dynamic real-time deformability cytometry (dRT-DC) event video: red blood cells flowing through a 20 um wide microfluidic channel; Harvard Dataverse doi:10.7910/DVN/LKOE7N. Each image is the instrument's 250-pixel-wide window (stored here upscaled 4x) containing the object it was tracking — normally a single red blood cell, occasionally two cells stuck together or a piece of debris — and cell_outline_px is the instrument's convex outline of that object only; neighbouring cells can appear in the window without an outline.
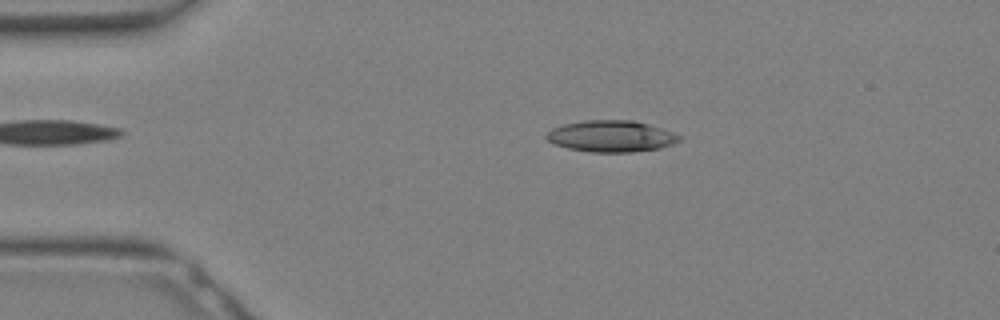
{"species": "Egyptian fruit bat (a non-hibernating species)", "species_latin": "Rousettus aegyptiacus", "temperature_condition": "warm", "stored_images_in_passage": 13, "camera_frame_rate_fps": 3000, "um_per_image_px": 0.085, "animal": {"sex": "female"}, "frame": {"image": 1, "passage_image": 6, "time_ms": 1.667, "image_size_px": [1000, 320], "cell_outline_px": [[684, 136], [680, 140], [672, 144], [660, 148], [632, 152], [592, 152], [568, 148], [556, 144], [548, 140], [544, 136], [552, 128], [564, 124], [584, 120], [632, 120], [648, 124]], "centroid_in_image_um": [51.96, 11.57], "position_along_channel_um": 33.0, "area_um2": 24.28}}
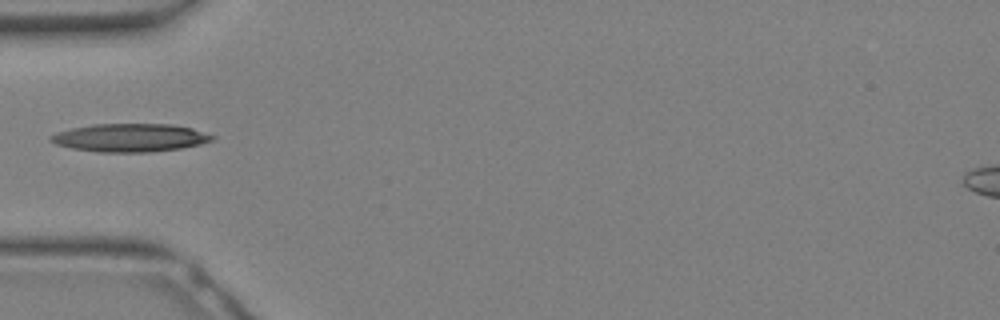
{"frame": {"image": 2, "passage_image": 10, "time_ms": 3.0, "image_size_px": [1000, 320], "cell_outline_px": [[216, 136], [212, 140], [200, 144], [180, 148], [148, 152], [100, 152], [72, 148], [56, 144], [48, 140], [48, 136], [56, 132], [72, 128], [92, 124], [172, 124], [192, 128]], "centroid_in_image_um": [11.03, 11.7], "position_along_channel_um": 74.0, "area_um2": 26.47}}
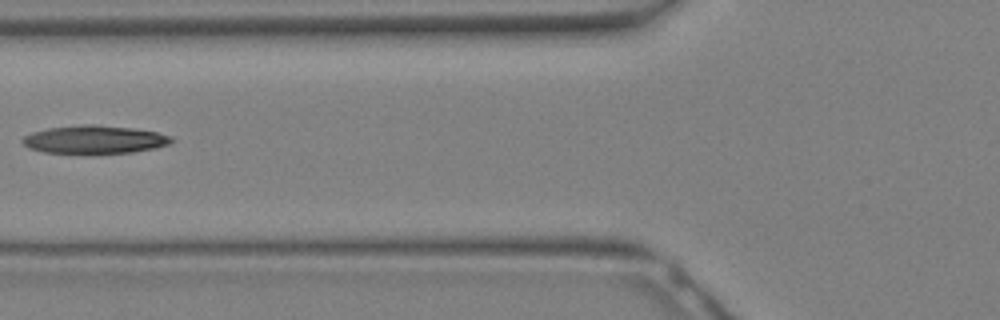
{"frame": {"image": 3, "passage_image": 12, "time_ms": 3.667, "image_size_px": [1000, 320], "cell_outline_px": [[176, 140], [172, 144], [132, 152], [88, 156], [44, 152], [28, 148], [20, 140], [24, 136], [32, 132], [48, 128], [84, 124], [96, 124], [132, 128], [156, 132], [172, 136]], "centroid_in_image_um": [8.02, 11.9], "position_along_channel_um": 117.8, "area_um2": 25.37}}